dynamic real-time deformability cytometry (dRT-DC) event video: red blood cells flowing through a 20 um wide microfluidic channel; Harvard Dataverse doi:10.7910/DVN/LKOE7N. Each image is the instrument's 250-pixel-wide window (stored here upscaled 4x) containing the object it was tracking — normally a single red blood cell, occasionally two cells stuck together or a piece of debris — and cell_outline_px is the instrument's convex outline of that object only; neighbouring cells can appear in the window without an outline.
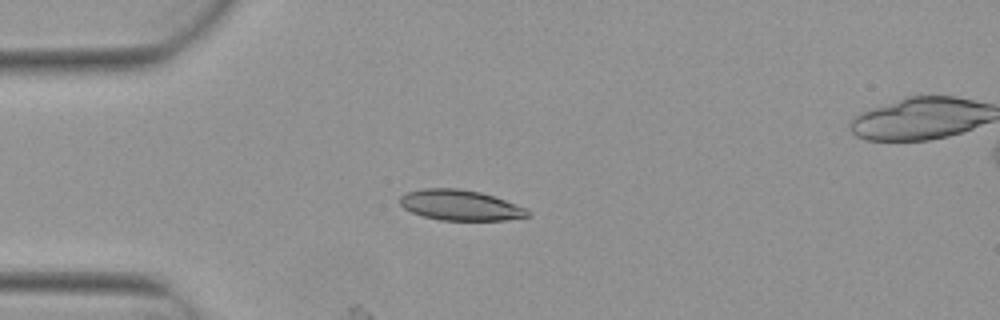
{"species": "Egyptian fruit bat (a non-hibernating species)", "species_latin": "Rousettus aegyptiacus", "temperature_condition": "warm", "stored_images_in_passage": 4, "camera_frame_rate_fps": 3000, "um_per_image_px": 0.085, "animal": {"sex": "female"}, "frame": {"image": 1, "passage_image": 3, "time_ms": 0.667, "image_size_px": [1000, 320], "cell_outline_px": [[532, 212], [528, 216], [504, 220], [440, 220], [424, 216], [412, 212], [404, 208], [400, 204], [400, 196], [404, 192], [420, 188], [456, 188], [480, 192], [528, 208]], "centroid_in_image_um": [39.1, 17.43], "position_along_channel_um": 45.9, "area_um2": 22.72}}